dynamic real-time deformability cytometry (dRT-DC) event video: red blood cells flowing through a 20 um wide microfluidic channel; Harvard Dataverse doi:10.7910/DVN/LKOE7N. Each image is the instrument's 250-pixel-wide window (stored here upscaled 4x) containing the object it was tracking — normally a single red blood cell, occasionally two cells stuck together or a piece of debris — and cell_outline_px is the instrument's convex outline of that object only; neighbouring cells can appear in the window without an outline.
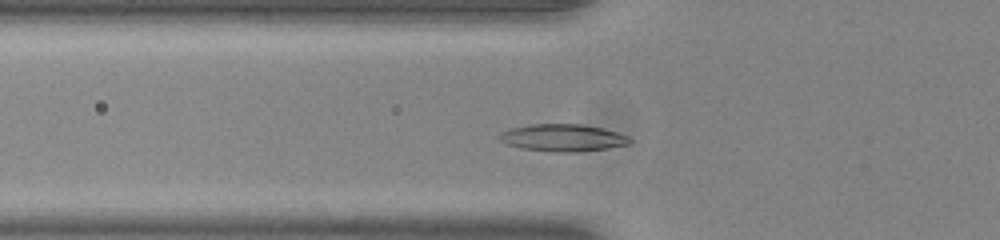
{"species": "common noctule bat (a hibernating species)", "species_latin": "Nyctalus noctula", "temperature_condition": "room temperature", "stored_images_in_passage": 40, "camera_frame_rate_fps": 3000, "um_per_image_px": 0.085, "animal": {"sex": "male", "body_mass_g": 20.0, "forearm_length_mm": 53.3}, "frame": {"image": 1, "passage_image": 6, "time_ms": 1.667, "image_size_px": [1000, 240], "cell_outline_px": [[632, 144], [608, 148], [572, 152], [556, 152], [520, 148], [508, 144], [500, 140], [496, 136], [508, 128], [528, 124], [580, 124], [604, 128], [628, 136], [632, 140]], "centroid_in_image_um": [47.83, 11.7], "position_along_channel_um": 78.0, "area_um2": 20.81}}
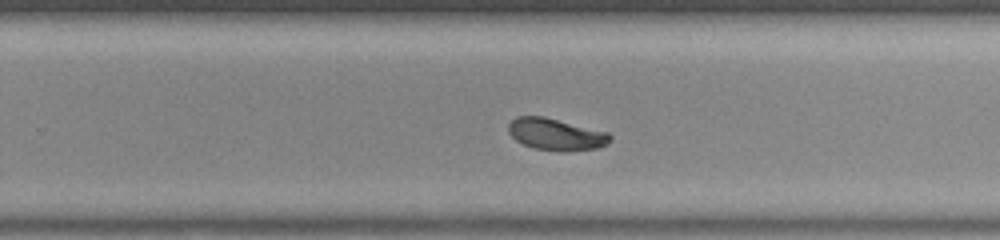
{"frame": {"image": 2, "passage_image": 22, "time_ms": 7.0, "image_size_px": [1000, 240], "cell_outline_px": [[612, 140], [596, 148], [564, 152], [532, 148], [516, 140], [508, 132], [508, 124], [516, 116], [544, 116], [608, 132], [612, 136]], "centroid_in_image_um": [47.24, 11.41], "position_along_channel_um": 282.6, "area_um2": 18.9}}
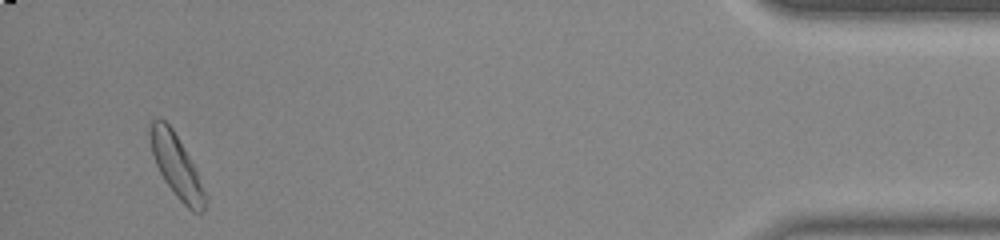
{"frame": {"image": 3, "passage_image": 38, "time_ms": 12.333, "image_size_px": [1000, 240], "cell_outline_px": [[208, 200], [204, 212], [192, 212], [176, 196], [164, 180], [156, 164], [152, 152], [148, 132], [148, 124], [152, 120], [164, 120], [172, 128], [196, 168], [208, 196]], "centroid_in_image_um": [15.03, 14.15], "position_along_channel_um": 420.2, "area_um2": 20.29}, "authors_computed_cell_mechanics": {"area_um2": 19.1607, "velocity_mm_per_s": 3.8393, "shape_relaxation_time_tau1_ms": 3.3534, "shape_relaxation_time_tau2_ms": null, "deformation_change_tau1": 0.1347, "deformation_change_tau2": null}}